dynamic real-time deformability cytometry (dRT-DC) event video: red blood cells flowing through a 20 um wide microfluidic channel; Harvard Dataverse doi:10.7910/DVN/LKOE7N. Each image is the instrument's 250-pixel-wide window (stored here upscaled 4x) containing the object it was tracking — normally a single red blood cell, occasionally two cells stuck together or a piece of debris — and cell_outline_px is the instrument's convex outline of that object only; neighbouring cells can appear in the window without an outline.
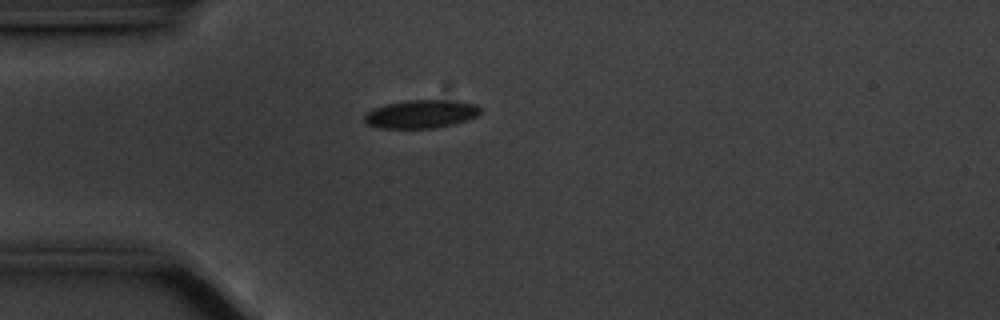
{"species": "common noctule bat (a hibernating species)", "species_latin": "Nyctalus noctula", "temperature_condition": "cold", "stored_images_in_passage": 43, "camera_frame_rate_fps": 3000, "um_per_image_px": 0.085, "animal": {"sex": "male", "body_mass_g": 20.1, "forearm_length_mm": 53.5}, "frame": {"image": 1, "passage_image": 1, "time_ms": 0.0, "image_size_px": [1000, 320], "cell_outline_px": [[480, 112], [476, 116], [468, 120], [452, 124], [432, 128], [380, 128], [368, 124], [364, 120], [364, 116], [372, 108], [388, 104], [408, 100], [456, 100], [476, 104], [480, 108]], "centroid_in_image_um": [35.8, 9.69], "position_along_channel_um": 49.2, "area_um2": 19.02}}
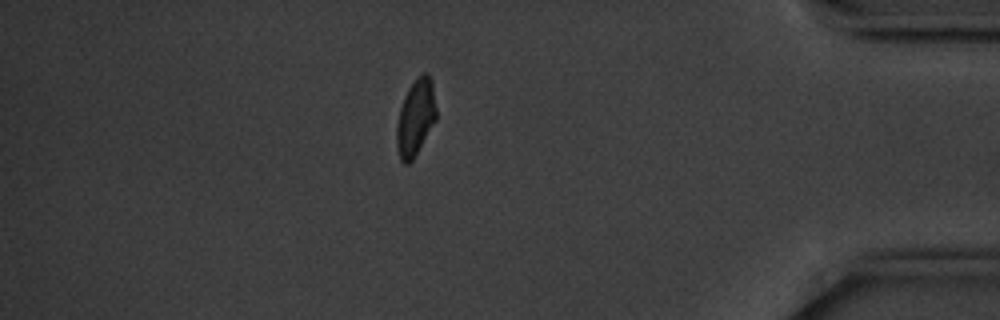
{"frame": {"image": 2, "passage_image": 35, "time_ms": 11.333, "image_size_px": [1000, 320], "cell_outline_px": [[436, 120], [412, 160], [408, 164], [404, 164], [400, 160], [396, 148], [396, 124], [400, 108], [404, 96], [408, 88], [424, 72], [428, 72], [432, 80], [436, 108]], "centroid_in_image_um": [35.31, 10.0], "position_along_channel_um": 399.9, "area_um2": 17.63}}
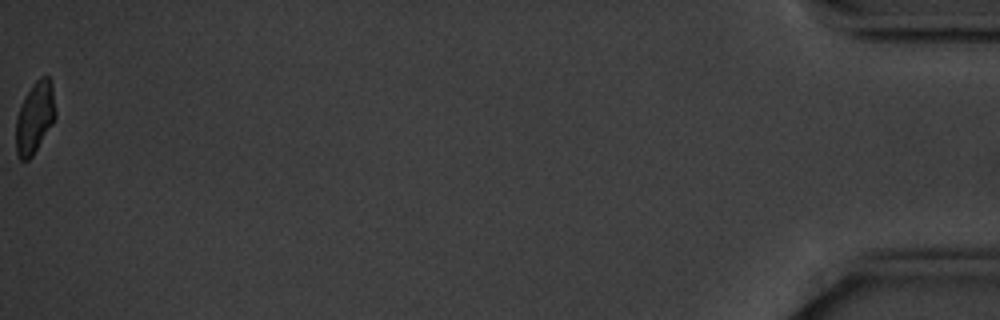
{"frame": {"image": 3, "passage_image": 43, "time_ms": 14.0, "image_size_px": [1000, 320], "cell_outline_px": [[56, 116], [52, 124], [32, 156], [28, 160], [20, 160], [16, 156], [16, 116], [32, 84], [40, 76], [48, 76], [52, 80], [56, 112]], "centroid_in_image_um": [2.97, 9.98], "position_along_channel_um": 432.2, "area_um2": 16.47}, "authors_computed_cell_mechanics": {"area_um2": 18.7272, "velocity_mm_per_s": 3.523, "shape_relaxation_time_tau1_ms": 2.8777, "shape_relaxation_time_tau2_ms": 2.385, "deformation_change_tau1": 0.0784, "deformation_change_tau2": 0.0609}}